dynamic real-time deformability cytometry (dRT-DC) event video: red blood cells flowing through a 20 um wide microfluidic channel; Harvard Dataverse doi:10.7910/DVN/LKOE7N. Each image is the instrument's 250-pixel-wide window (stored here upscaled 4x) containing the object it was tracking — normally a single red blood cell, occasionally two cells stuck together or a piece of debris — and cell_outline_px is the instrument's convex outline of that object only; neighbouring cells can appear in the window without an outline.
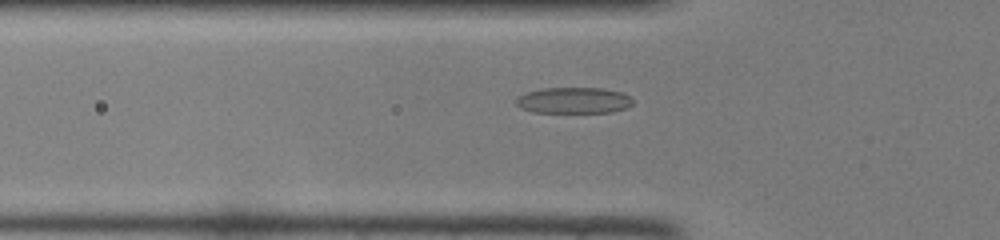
{"species": "common noctule bat (a hibernating species)", "species_latin": "Nyctalus noctula", "temperature_condition": "room temperature", "stored_images_in_passage": 34, "camera_frame_rate_fps": 3000, "um_per_image_px": 0.085, "animal": {"sex": "female", "body_mass_g": 22.0, "forearm_length_mm": 56.7}, "frame": {"image": 1, "passage_image": 3, "time_ms": 0.667, "image_size_px": [1000, 240], "cell_outline_px": [[632, 104], [628, 108], [612, 112], [532, 112], [520, 108], [516, 104], [516, 96], [528, 92], [544, 88], [604, 88], [620, 92], [628, 96], [632, 100]], "centroid_in_image_um": [48.75, 8.53], "position_along_channel_um": 77.1, "area_um2": 17.74}}
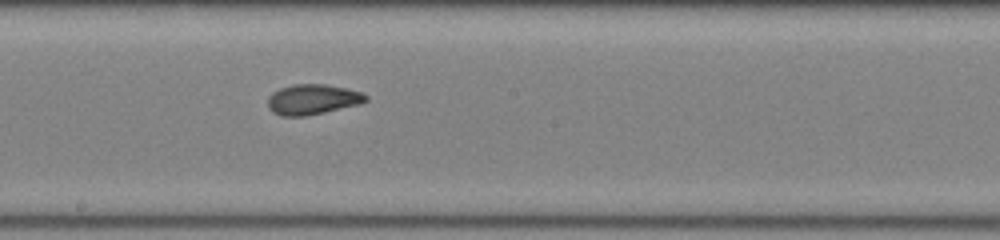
{"frame": {"image": 2, "passage_image": 13, "time_ms": 4.0, "image_size_px": [1000, 240], "cell_outline_px": [[368, 100], [360, 104], [324, 112], [304, 116], [280, 116], [272, 112], [268, 108], [268, 96], [272, 92], [280, 88], [292, 84], [324, 84], [344, 88], [360, 92], [368, 96]], "centroid_in_image_um": [26.53, 8.45], "position_along_channel_um": 221.7, "area_um2": 17.28}}
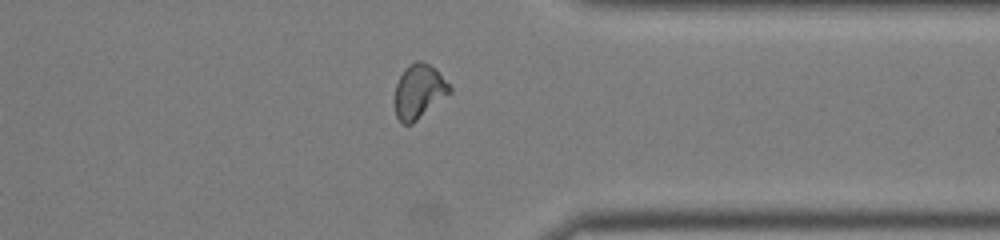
{"frame": {"image": 3, "passage_image": 24, "time_ms": 7.667, "image_size_px": [1000, 240], "cell_outline_px": [[452, 92], [412, 124], [404, 124], [396, 116], [396, 84], [404, 68], [408, 64], [416, 60], [420, 60], [436, 68], [452, 88]], "centroid_in_image_um": [35.64, 7.74], "position_along_channel_um": 375.8, "area_um2": 17.28}}